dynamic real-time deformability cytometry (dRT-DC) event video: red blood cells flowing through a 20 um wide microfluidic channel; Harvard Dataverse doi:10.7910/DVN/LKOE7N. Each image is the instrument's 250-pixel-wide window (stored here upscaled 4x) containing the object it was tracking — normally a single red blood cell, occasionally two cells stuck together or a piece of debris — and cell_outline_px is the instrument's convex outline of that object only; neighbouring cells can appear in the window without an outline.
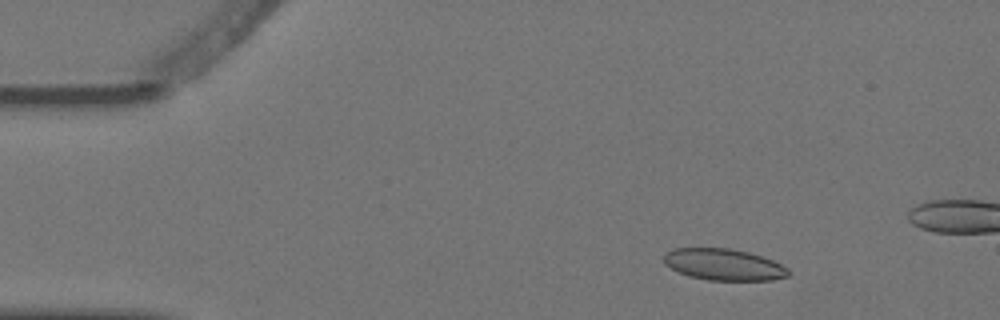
{"species": "Egyptian fruit bat (a non-hibernating species)", "species_latin": "Rousettus aegyptiacus", "temperature_condition": "warm", "stored_images_in_passage": 5, "camera_frame_rate_fps": 3000, "um_per_image_px": 0.085, "animal": {"sex": "female"}, "frame": {"image": 1, "passage_image": 2, "time_ms": 0.333, "image_size_px": [1000, 320], "cell_outline_px": [[792, 272], [788, 276], [772, 280], [708, 280], [688, 276], [664, 264], [664, 252], [672, 248], [732, 248], [748, 252], [772, 260], [788, 268]], "centroid_in_image_um": [61.51, 22.48], "position_along_channel_um": 23.5, "area_um2": 22.95}}